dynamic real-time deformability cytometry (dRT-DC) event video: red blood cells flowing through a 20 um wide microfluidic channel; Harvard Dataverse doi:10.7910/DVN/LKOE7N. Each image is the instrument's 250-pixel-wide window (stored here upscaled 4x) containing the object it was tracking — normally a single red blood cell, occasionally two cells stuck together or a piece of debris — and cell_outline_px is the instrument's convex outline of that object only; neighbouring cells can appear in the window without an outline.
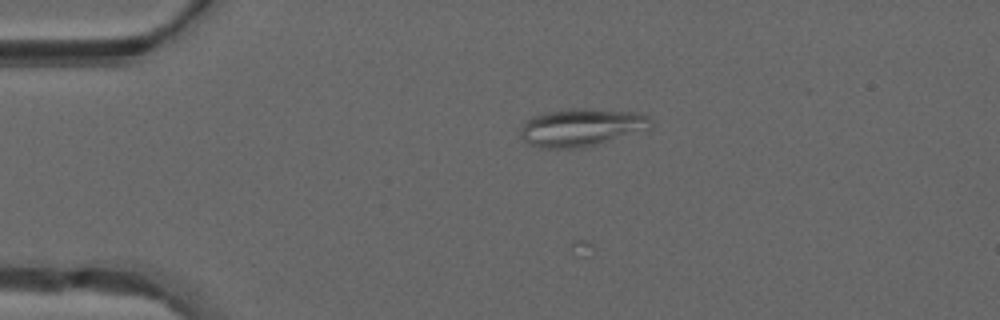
{"species": "common noctule bat (a hibernating species)", "species_latin": "Nyctalus noctula", "temperature_condition": "warm", "stored_images_in_passage": 18, "camera_frame_rate_fps": 3000, "um_per_image_px": 0.085, "animal": {"sex": "male", "forearm_length_mm": 52.5}, "frame": {"image": 1, "passage_image": 8, "time_ms": 2.333, "image_size_px": [1000, 320], "cell_outline_px": [[652, 128], [584, 148], [540, 148], [528, 144], [520, 136], [520, 132], [524, 120], [532, 116], [544, 112], [572, 108], [580, 108], [636, 112], [648, 116], [652, 120]], "centroid_in_image_um": [49.39, 10.83], "position_along_channel_um": 35.6, "area_um2": 28.96}}